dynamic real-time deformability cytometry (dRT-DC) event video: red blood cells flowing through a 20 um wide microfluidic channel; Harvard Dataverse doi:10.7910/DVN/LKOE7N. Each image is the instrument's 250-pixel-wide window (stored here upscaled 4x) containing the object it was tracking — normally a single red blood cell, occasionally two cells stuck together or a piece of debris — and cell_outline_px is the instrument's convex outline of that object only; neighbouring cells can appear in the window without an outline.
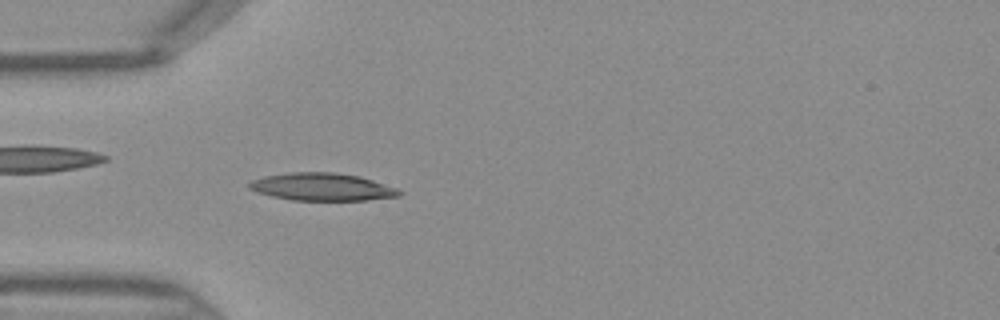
{"species": "Egyptian fruit bat (a non-hibernating species)", "species_latin": "Rousettus aegyptiacus", "temperature_condition": "warm", "stored_images_in_passage": 45, "camera_frame_rate_fps": 3000, "um_per_image_px": 0.085, "frame": {"image": 1, "passage_image": 13, "time_ms": 4.0, "image_size_px": [1000, 320], "cell_outline_px": [[404, 192], [400, 196], [368, 200], [292, 200], [272, 196], [256, 192], [248, 188], [248, 184], [252, 180], [264, 176], [288, 172], [336, 172], [360, 176], [396, 188]], "centroid_in_image_um": [27.37, 15.88], "position_along_channel_um": 57.6, "area_um2": 24.22}}
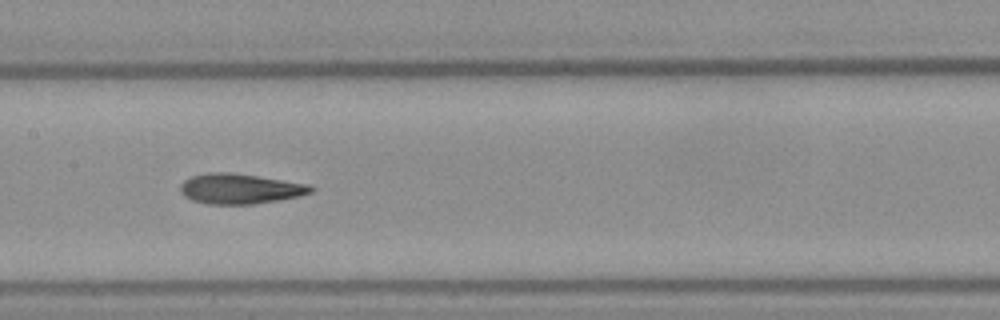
{"frame": {"image": 2, "passage_image": 22, "time_ms": 7.0, "image_size_px": [1000, 320], "cell_outline_px": [[316, 188], [312, 192], [300, 196], [280, 200], [252, 204], [208, 204], [192, 200], [184, 196], [180, 192], [180, 184], [184, 180], [192, 176], [208, 172], [228, 172], [256, 176], [308, 184]], "centroid_in_image_um": [20.39, 16.05], "position_along_channel_um": 187.0, "area_um2": 22.95}}
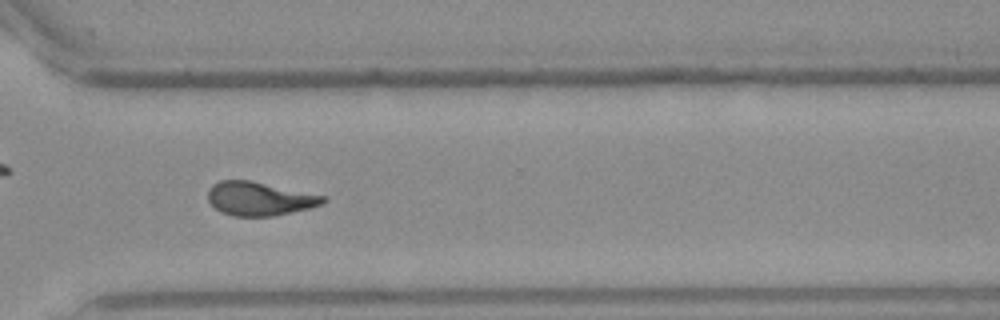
{"frame": {"image": 3, "passage_image": 33, "time_ms": 10.667, "image_size_px": [1000, 320], "cell_outline_px": [[328, 200], [320, 204], [308, 208], [292, 212], [272, 216], [232, 216], [220, 212], [208, 200], [208, 188], [212, 184], [220, 180], [248, 180], [324, 196]], "centroid_in_image_um": [21.99, 16.89], "position_along_channel_um": 348.6, "area_um2": 22.31}}